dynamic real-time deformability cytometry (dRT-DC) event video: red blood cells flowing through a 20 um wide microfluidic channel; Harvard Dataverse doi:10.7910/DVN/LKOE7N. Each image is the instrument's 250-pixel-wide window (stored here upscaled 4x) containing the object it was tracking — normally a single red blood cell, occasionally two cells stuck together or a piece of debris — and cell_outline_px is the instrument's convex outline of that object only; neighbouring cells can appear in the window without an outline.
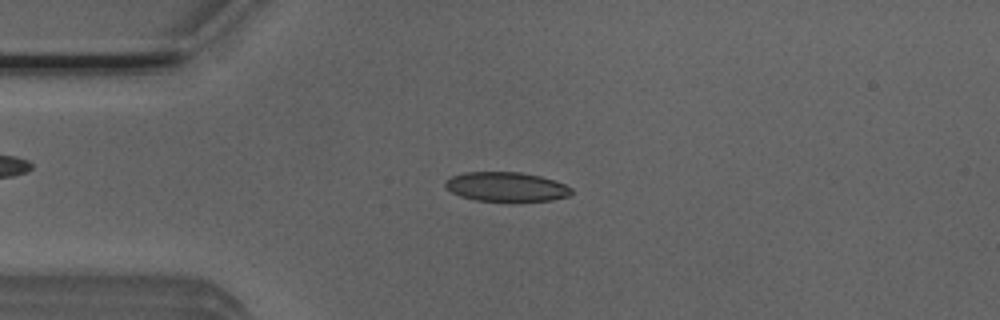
{"species": "Egyptian fruit bat (a non-hibernating species)", "species_latin": "Rousettus aegyptiacus", "temperature_condition": "room temperature", "stored_images_in_passage": 50, "camera_frame_rate_fps": 3000, "um_per_image_px": 0.085, "animal": {"sex": "male"}, "frame": {"image": 1, "passage_image": 10, "time_ms": 3.0, "image_size_px": [1000, 320], "cell_outline_px": [[572, 192], [568, 196], [552, 200], [512, 204], [476, 200], [460, 196], [452, 192], [444, 184], [444, 180], [452, 176], [464, 172], [520, 172], [540, 176], [564, 184], [572, 188]], "centroid_in_image_um": [43.04, 15.92], "position_along_channel_um": 42.0, "area_um2": 22.31}}
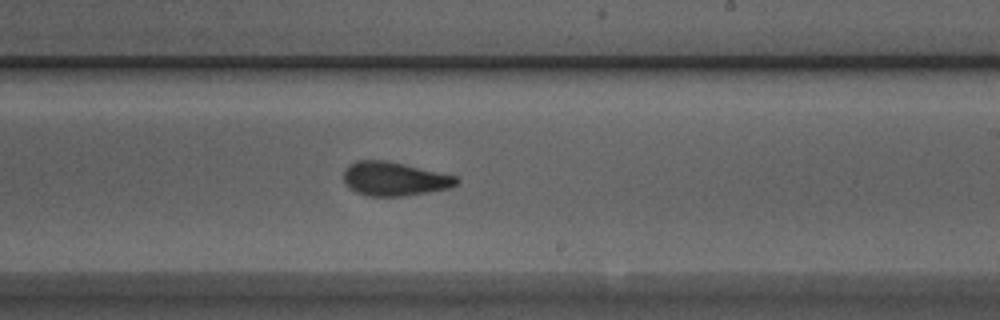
{"frame": {"image": 2, "passage_image": 28, "time_ms": 9.0, "image_size_px": [1000, 320], "cell_outline_px": [[460, 180], [456, 184], [448, 188], [404, 196], [368, 196], [356, 192], [348, 188], [344, 184], [344, 168], [348, 164], [356, 160], [388, 160], [456, 176]], "centroid_in_image_um": [33.46, 15.19], "position_along_channel_um": 255.5, "area_um2": 22.37}}
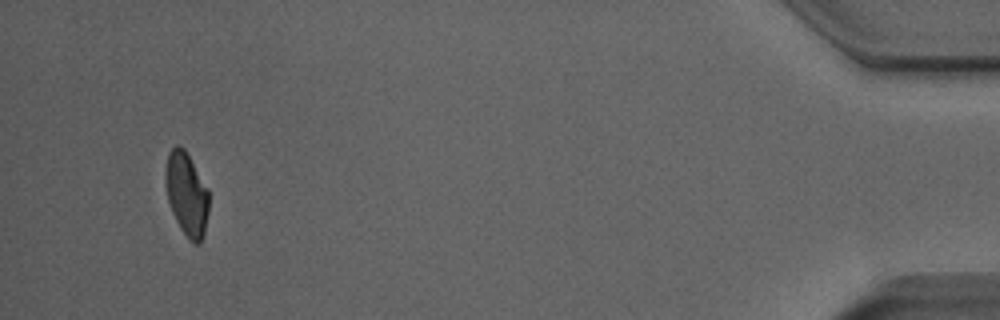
{"frame": {"image": 3, "passage_image": 47, "time_ms": 15.333, "image_size_px": [1000, 320], "cell_outline_px": [[208, 212], [204, 236], [200, 244], [192, 244], [188, 240], [180, 228], [172, 212], [168, 200], [164, 180], [164, 176], [168, 152], [176, 144], [184, 148], [208, 188]], "centroid_in_image_um": [15.86, 16.52], "position_along_channel_um": 419.3, "area_um2": 21.33}, "authors_computed_cell_mechanics": {"area_um2": 22.1374, "velocity_mm_per_s": 3.8927, "shape_relaxation_time_tau1_ms": 5.3157, "shape_relaxation_time_tau2_ms": 1.8883, "deformation_change_tau1": 0.1588, "deformation_change_tau2": 0.0742}}